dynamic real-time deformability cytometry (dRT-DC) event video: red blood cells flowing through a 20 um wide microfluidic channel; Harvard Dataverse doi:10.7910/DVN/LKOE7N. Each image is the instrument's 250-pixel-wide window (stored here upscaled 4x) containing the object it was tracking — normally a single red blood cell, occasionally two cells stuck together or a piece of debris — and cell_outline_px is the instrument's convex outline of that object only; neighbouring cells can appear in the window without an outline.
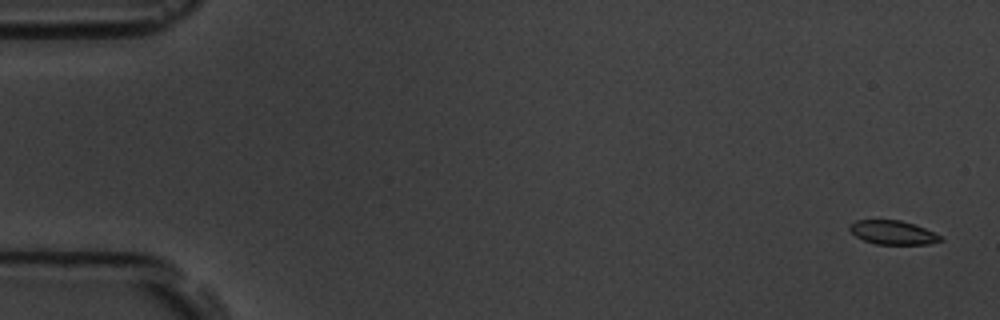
{"species": "common noctule bat (a hibernating species)", "species_latin": "Nyctalus noctula", "temperature_condition": "room temperature", "stored_images_in_passage": 6, "camera_frame_rate_fps": 3000, "um_per_image_px": 0.085, "animal": {"sex": "male", "body_mass_g": 19.5, "forearm_length_mm": 54.6}, "frame": {"image": 1, "passage_image": 1, "time_ms": 0.0, "image_size_px": [1000, 320], "cell_outline_px": [[944, 240], [928, 244], [876, 244], [864, 240], [856, 236], [848, 228], [848, 224], [856, 220], [900, 220], [924, 228], [940, 236]], "centroid_in_image_um": [75.85, 19.76], "position_along_channel_um": 9.1, "area_um2": 12.48}}
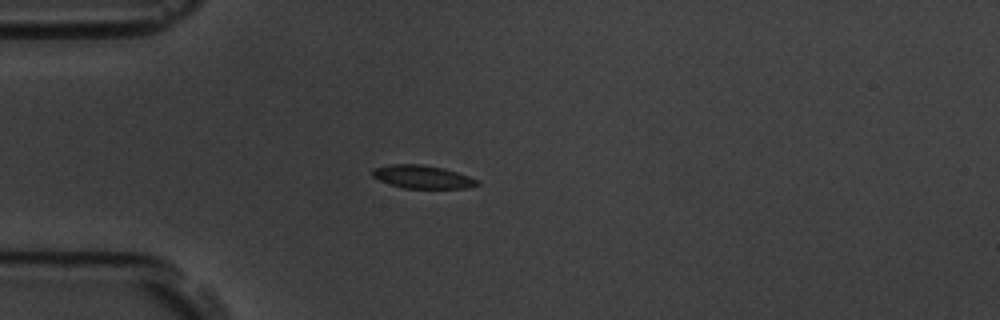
{"frame": {"image": 2, "passage_image": 5, "time_ms": 4.667, "image_size_px": [1000, 320], "cell_outline_px": [[480, 184], [464, 188], [404, 188], [380, 180], [372, 176], [372, 168], [392, 164], [420, 164], [444, 168], [468, 176], [476, 180]], "centroid_in_image_um": [35.88, 15.02], "position_along_channel_um": 49.1, "area_um2": 13.87}}